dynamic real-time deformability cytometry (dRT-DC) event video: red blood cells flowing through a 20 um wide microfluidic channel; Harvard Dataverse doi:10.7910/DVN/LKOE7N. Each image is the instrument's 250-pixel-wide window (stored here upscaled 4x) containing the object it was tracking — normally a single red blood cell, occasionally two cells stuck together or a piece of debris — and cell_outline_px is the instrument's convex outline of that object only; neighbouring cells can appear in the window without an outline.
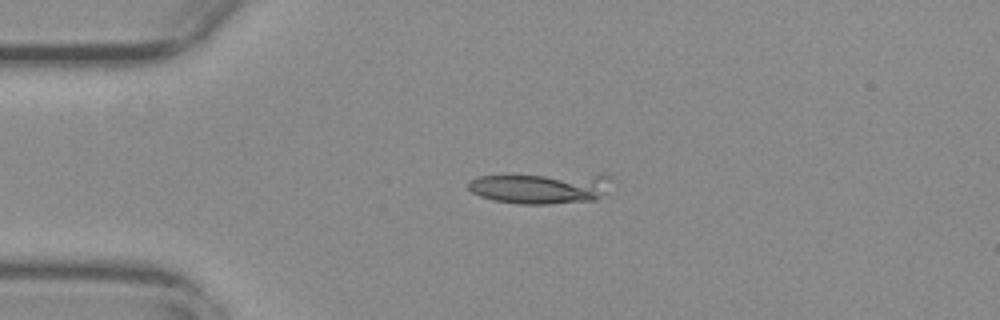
{"species": "common noctule bat (a hibernating species)", "species_latin": "Nyctalus noctula", "temperature_condition": "warm", "stored_images_in_passage": 4, "camera_frame_rate_fps": 3000, "um_per_image_px": 0.085, "animal": {"sex": "female", "body_mass_g": 29.2, "forearm_length_mm": 56.3}, "frame": {"image": 1, "passage_image": 1, "time_ms": 0.0, "image_size_px": [1000, 320], "cell_outline_px": [[612, 176], [604, 192], [596, 200], [548, 204], [520, 204], [492, 200], [480, 196], [472, 192], [468, 188], [468, 180], [480, 176], [600, 172], [604, 172]], "centroid_in_image_um": [46.01, 15.95], "position_along_channel_um": 39.0, "area_um2": 26.7}}